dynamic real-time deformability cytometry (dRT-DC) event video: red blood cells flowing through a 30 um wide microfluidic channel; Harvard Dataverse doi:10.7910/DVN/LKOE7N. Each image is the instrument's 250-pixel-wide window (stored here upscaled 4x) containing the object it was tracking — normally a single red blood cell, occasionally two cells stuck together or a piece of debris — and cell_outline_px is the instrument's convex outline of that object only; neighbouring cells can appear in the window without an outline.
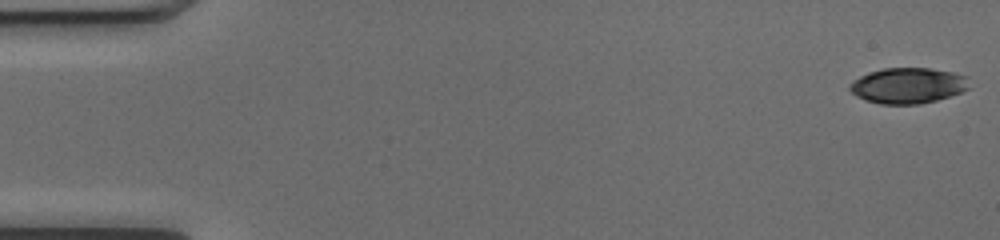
{"species": "common noctule bat (a hibernating species)", "species_latin": "Nyctalus noctula", "temperature_condition": "cold", "stored_images_in_passage": 51, "camera_frame_rate_fps": 3000, "um_per_image_px": 0.085, "animal": {"sex": "female", "body_mass_g": 17.0, "forearm_length_mm": 48.0}, "frame": {"image": 1, "passage_image": 1, "time_ms": 0.0, "image_size_px": [1000, 240], "cell_outline_px": [[968, 88], [960, 92], [936, 100], [920, 104], [880, 104], [864, 100], [856, 96], [848, 88], [848, 84], [852, 80], [868, 72], [884, 68], [928, 68], [952, 72], [968, 76]], "centroid_in_image_um": [77.13, 7.27], "position_along_channel_um": 7.9, "area_um2": 24.91}}
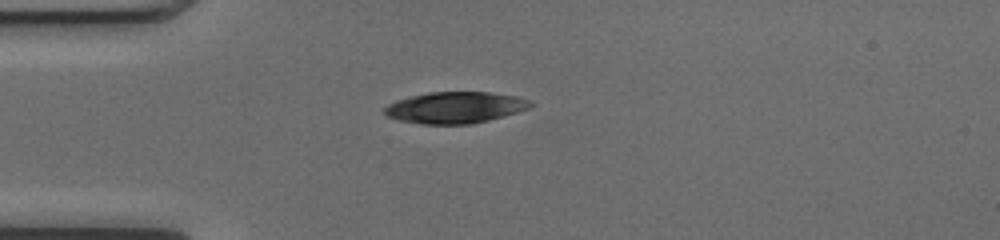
{"frame": {"image": 2, "passage_image": 14, "time_ms": 4.333, "image_size_px": [1000, 240], "cell_outline_px": [[536, 104], [528, 108], [516, 112], [488, 120], [472, 124], [420, 124], [400, 120], [388, 116], [384, 112], [384, 108], [388, 104], [396, 100], [428, 92], [488, 92], [516, 96], [532, 100]], "centroid_in_image_um": [38.71, 9.13], "position_along_channel_um": 46.3, "area_um2": 26.65}}
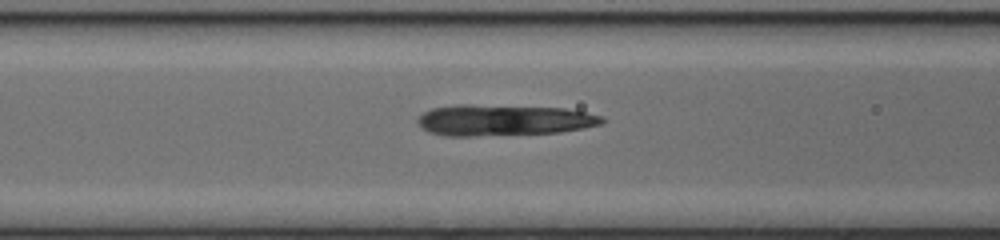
{"frame": {"image": 3, "passage_image": 21, "time_ms": 6.667, "image_size_px": [1000, 240], "cell_outline_px": [[608, 120], [604, 124], [584, 128], [560, 132], [476, 136], [444, 136], [428, 132], [416, 120], [424, 112], [432, 108], [456, 104], [468, 104], [564, 108], [604, 116]], "centroid_in_image_um": [42.84, 10.21], "position_along_channel_um": 123.8, "area_um2": 33.7}}